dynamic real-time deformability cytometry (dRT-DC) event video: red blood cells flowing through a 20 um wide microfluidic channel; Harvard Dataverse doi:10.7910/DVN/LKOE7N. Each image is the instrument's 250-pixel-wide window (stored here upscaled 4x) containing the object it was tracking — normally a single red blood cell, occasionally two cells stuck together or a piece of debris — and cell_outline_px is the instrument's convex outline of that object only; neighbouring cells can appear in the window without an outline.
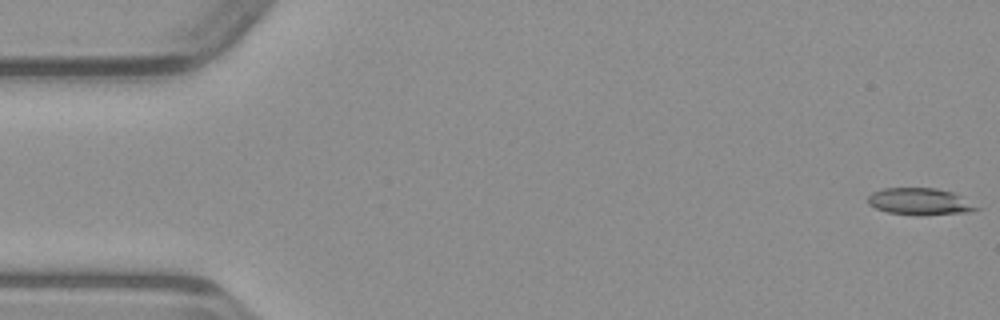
{"species": "common noctule bat (a hibernating species)", "species_latin": "Nyctalus noctula", "temperature_condition": "warm", "stored_images_in_passage": 49, "camera_frame_rate_fps": 3000, "um_per_image_px": 0.085, "animal": {"sex": "male", "body_mass_g": 23.1, "forearm_length_mm": 52.7}, "frame": {"image": 1, "passage_image": 1, "time_ms": 0.0, "image_size_px": [1000, 320], "cell_outline_px": [[980, 208], [968, 212], [920, 216], [888, 212], [876, 208], [868, 204], [868, 196], [872, 192], [884, 188], [936, 188], [952, 192], [960, 196]], "centroid_in_image_um": [78.16, 17.13], "position_along_channel_um": 6.8, "area_um2": 16.94}}
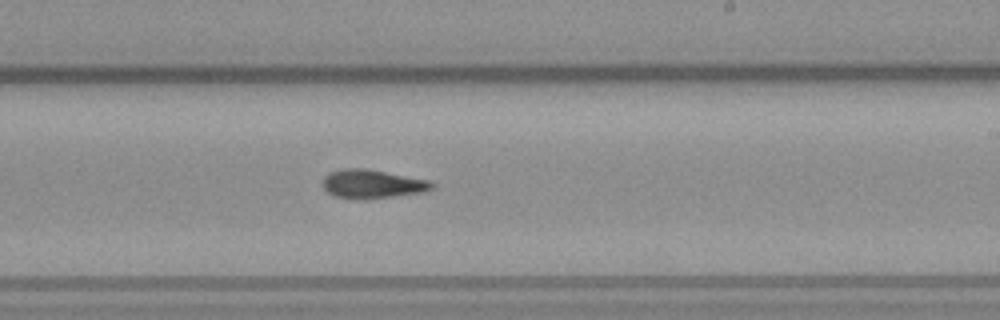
{"frame": {"image": 2, "passage_image": 29, "time_ms": 9.333, "image_size_px": [1000, 320], "cell_outline_px": [[436, 184], [432, 188], [420, 192], [392, 196], [336, 196], [328, 192], [324, 188], [324, 176], [328, 172], [340, 168], [368, 168], [432, 180]], "centroid_in_image_um": [31.69, 15.56], "position_along_channel_um": 257.3, "area_um2": 17.63}}
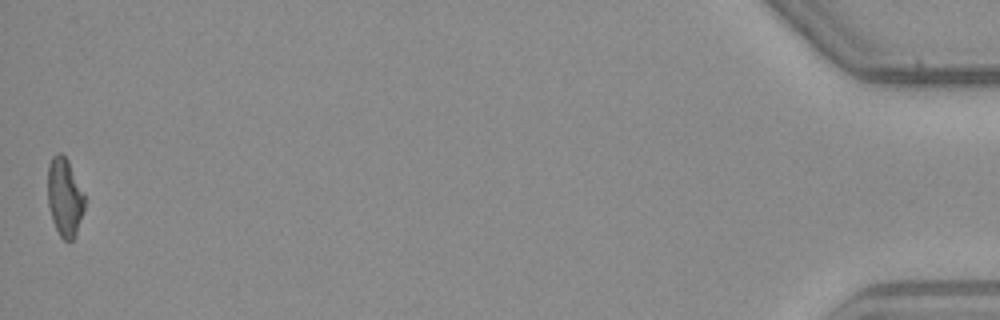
{"frame": {"image": 3, "passage_image": 49, "time_ms": 16.0, "image_size_px": [1000, 320], "cell_outline_px": [[84, 208], [76, 236], [72, 240], [64, 240], [60, 236], [52, 220], [48, 204], [48, 164], [52, 156], [56, 152], [60, 152], [68, 160], [84, 192]], "centroid_in_image_um": [5.49, 16.74], "position_along_channel_um": 429.7, "area_um2": 16.94}}